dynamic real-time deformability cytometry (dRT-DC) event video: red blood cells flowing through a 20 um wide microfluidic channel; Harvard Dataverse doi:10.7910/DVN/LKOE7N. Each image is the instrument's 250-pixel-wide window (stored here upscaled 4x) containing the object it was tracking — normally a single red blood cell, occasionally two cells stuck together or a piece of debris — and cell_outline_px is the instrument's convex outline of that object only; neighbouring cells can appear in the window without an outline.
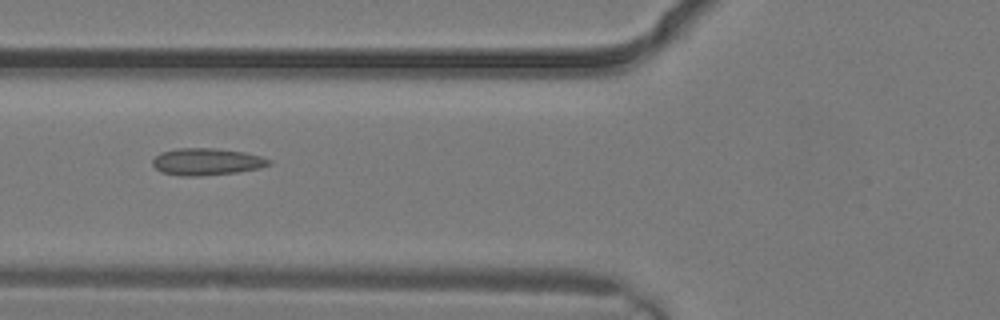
{"species": "common noctule bat (a hibernating species)", "species_latin": "Nyctalus noctula", "temperature_condition": "warm", "stored_images_in_passage": 3, "camera_frame_rate_fps": 3000, "um_per_image_px": 0.085, "animal": {"sex": "male", "body_mass_g": 19.2, "forearm_length_mm": 51.8}, "frame": {"image": 1, "passage_image": 3, "time_ms": 0.667, "image_size_px": [1000, 320], "cell_outline_px": [[272, 164], [260, 168], [236, 172], [200, 176], [180, 176], [160, 172], [152, 164], [152, 160], [160, 152], [176, 148], [212, 148], [244, 152], [260, 156], [272, 160]], "centroid_in_image_um": [17.55, 13.75], "position_along_channel_um": 108.2, "area_um2": 18.38}}